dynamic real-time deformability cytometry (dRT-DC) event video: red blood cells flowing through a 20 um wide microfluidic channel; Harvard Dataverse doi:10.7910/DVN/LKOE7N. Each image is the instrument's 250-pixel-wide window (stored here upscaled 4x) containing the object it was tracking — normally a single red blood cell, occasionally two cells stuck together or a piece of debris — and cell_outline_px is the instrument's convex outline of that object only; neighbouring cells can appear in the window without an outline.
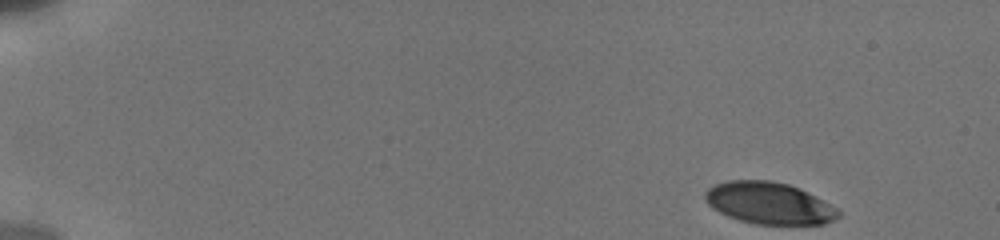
{"species": "human", "species_latin": "Homo sapiens", "temperature_condition": "cold", "stored_images_in_passage": 30, "camera_frame_rate_fps": 3000, "um_per_image_px": 0.085, "donor": {"sex": "male"}, "frame": {"image": 1, "passage_image": 1, "time_ms": 0.0, "image_size_px": [1000, 240], "cell_outline_px": [[840, 216], [824, 224], [756, 224], [740, 220], [728, 216], [712, 208], [704, 200], [704, 192], [708, 188], [716, 184], [728, 180], [772, 180], [788, 184], [800, 188], [840, 208]], "centroid_in_image_um": [65.39, 17.26], "position_along_channel_um": 19.6, "area_um2": 32.71}}
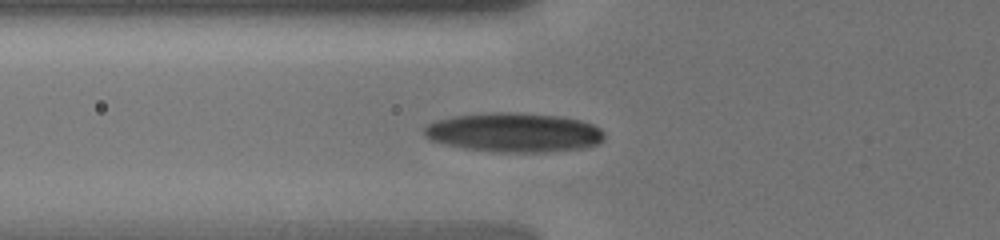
{"frame": {"image": 2, "passage_image": 18, "time_ms": 5.333, "image_size_px": [1000, 240], "cell_outline_px": [[604, 140], [600, 144], [584, 148], [540, 152], [492, 152], [464, 148], [428, 140], [424, 136], [420, 128], [436, 120], [452, 116], [484, 112], [520, 112], [560, 116], [580, 120], [592, 124], [600, 128], [604, 132]], "centroid_in_image_um": [43.65, 11.25], "position_along_channel_um": 82.1, "area_um2": 41.91}}
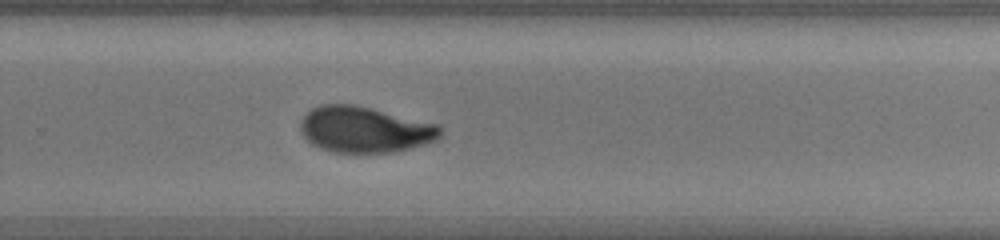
{"frame": {"image": 3, "passage_image": 30, "time_ms": 11.0, "image_size_px": [1000, 240], "cell_outline_px": [[444, 128], [440, 136], [436, 140], [424, 144], [392, 152], [332, 152], [320, 148], [312, 144], [300, 132], [300, 120], [312, 108], [320, 104], [356, 104], [440, 124]], "centroid_in_image_um": [31.01, 10.99], "position_along_channel_um": 298.8, "area_um2": 37.74}}